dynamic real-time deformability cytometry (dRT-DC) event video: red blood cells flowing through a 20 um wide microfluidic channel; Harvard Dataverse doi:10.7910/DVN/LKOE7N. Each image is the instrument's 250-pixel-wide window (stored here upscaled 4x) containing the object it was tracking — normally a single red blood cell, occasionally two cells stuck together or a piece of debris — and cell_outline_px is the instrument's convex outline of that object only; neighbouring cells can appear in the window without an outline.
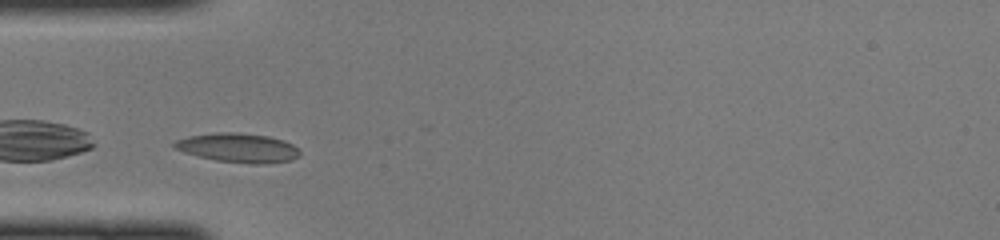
{"species": "common noctule bat (a hibernating species)", "species_latin": "Nyctalus noctula", "temperature_condition": "cold", "stored_images_in_passage": 36, "camera_frame_rate_fps": 3000, "um_per_image_px": 0.085, "animal": {"sex": "female", "body_mass_g": 22.0, "forearm_length_mm": 56.7}, "frame": {"image": 1, "passage_image": 6, "time_ms": 1.667, "image_size_px": [1000, 240], "cell_outline_px": [[300, 156], [292, 160], [268, 164], [256, 164], [216, 160], [184, 152], [176, 148], [172, 144], [176, 140], [188, 136], [216, 132], [240, 132], [268, 136], [284, 140], [292, 144], [300, 152]], "centroid_in_image_um": [20.28, 12.56], "position_along_channel_um": 64.7, "area_um2": 21.33}}
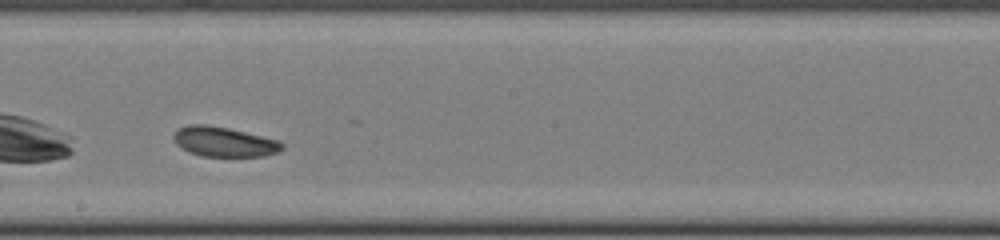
{"frame": {"image": 2, "passage_image": 18, "time_ms": 5.667, "image_size_px": [1000, 240], "cell_outline_px": [[284, 148], [280, 152], [264, 156], [200, 156], [188, 152], [180, 148], [176, 144], [172, 136], [180, 128], [188, 124], [204, 124], [228, 128], [280, 140], [284, 144]], "centroid_in_image_um": [19.06, 12.06], "position_along_channel_um": 229.1, "area_um2": 19.02}}
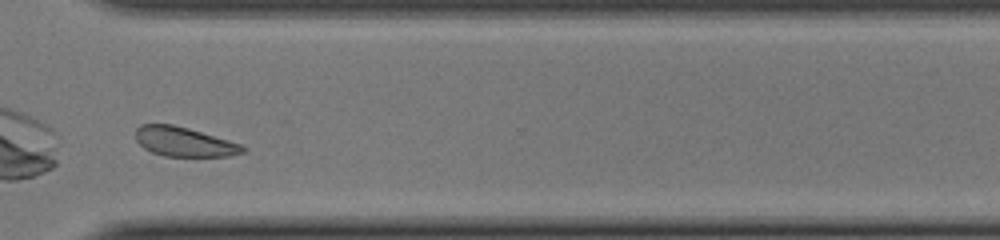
{"frame": {"image": 3, "passage_image": 27, "time_ms": 8.667, "image_size_px": [1000, 240], "cell_outline_px": [[248, 148], [244, 152], [228, 156], [164, 156], [152, 152], [144, 148], [136, 140], [136, 128], [140, 124], [172, 124], [188, 128], [244, 144]], "centroid_in_image_um": [15.69, 12.05], "position_along_channel_um": 354.9, "area_um2": 18.5}}